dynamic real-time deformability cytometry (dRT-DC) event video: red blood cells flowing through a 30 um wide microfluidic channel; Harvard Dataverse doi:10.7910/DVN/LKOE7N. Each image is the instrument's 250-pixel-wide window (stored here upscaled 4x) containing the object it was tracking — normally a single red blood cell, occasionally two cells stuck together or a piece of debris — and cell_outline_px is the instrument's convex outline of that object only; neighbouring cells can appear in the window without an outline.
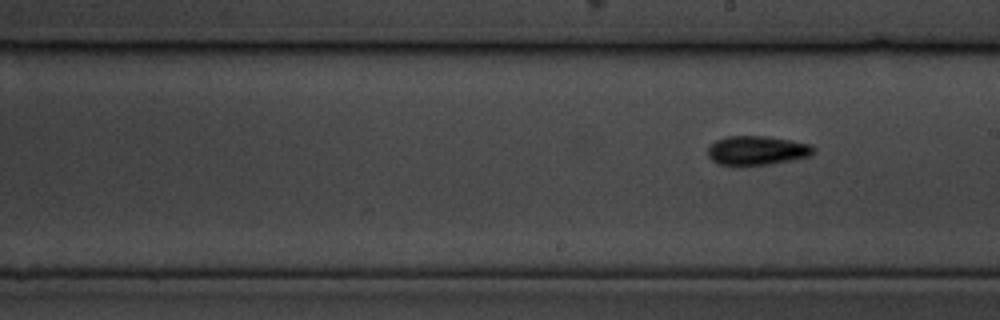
{"species": "common noctule bat (a hibernating species)", "species_latin": "Nyctalus noctula", "temperature_condition": "cold", "stored_images_in_passage": 11, "segment_of_instrument_passage": [2, 2], "camera_frame_rate_fps": 3000, "um_per_image_px": 0.085, "animal": {"sex": "male", "body_mass_g": 19.5, "forearm_length_mm": 54.6}, "frame": {"image": 1, "passage_image": 11, "time_ms": 12.667, "image_size_px": [1000, 320], "cell_outline_px": [[816, 152], [808, 156], [768, 164], [736, 168], [720, 164], [712, 160], [708, 156], [708, 144], [716, 140], [728, 136], [768, 136], [808, 144]], "centroid_in_image_um": [64.23, 12.81], "position_along_channel_um": 224.8, "area_um2": 18.15}}